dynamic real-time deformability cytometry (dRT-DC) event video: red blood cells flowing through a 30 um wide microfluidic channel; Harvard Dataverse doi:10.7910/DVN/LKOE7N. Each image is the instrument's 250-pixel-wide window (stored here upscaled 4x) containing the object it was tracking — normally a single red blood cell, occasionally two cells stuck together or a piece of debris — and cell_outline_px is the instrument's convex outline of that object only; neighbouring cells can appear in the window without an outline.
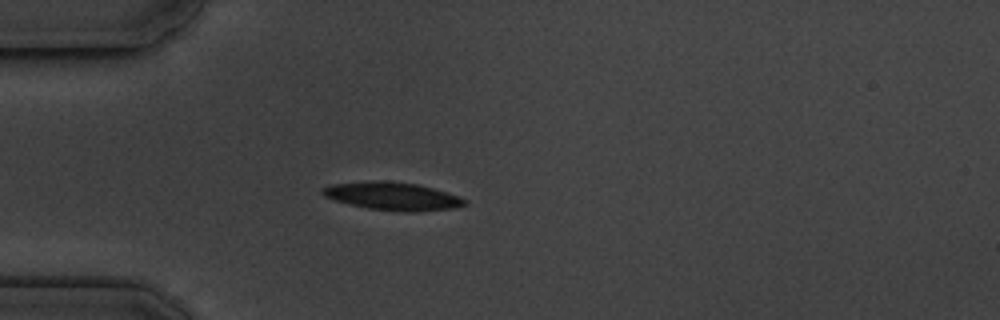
{"species": "common noctule bat (a hibernating species)", "species_latin": "Nyctalus noctula", "temperature_condition": "cold", "stored_images_in_passage": 5, "camera_frame_rate_fps": 3000, "um_per_image_px": 0.085, "animal": {"sex": "male", "body_mass_g": 19.5, "forearm_length_mm": 54.6}, "frame": {"image": 1, "passage_image": 5, "time_ms": 4.333, "image_size_px": [1000, 320], "cell_outline_px": [[468, 204], [452, 208], [416, 212], [404, 212], [368, 208], [336, 200], [324, 196], [320, 192], [324, 188], [332, 184], [368, 180], [384, 180], [416, 184], [448, 192], [460, 196], [468, 200]], "centroid_in_image_um": [33.41, 16.67], "position_along_channel_um": 51.6, "area_um2": 23.18}}